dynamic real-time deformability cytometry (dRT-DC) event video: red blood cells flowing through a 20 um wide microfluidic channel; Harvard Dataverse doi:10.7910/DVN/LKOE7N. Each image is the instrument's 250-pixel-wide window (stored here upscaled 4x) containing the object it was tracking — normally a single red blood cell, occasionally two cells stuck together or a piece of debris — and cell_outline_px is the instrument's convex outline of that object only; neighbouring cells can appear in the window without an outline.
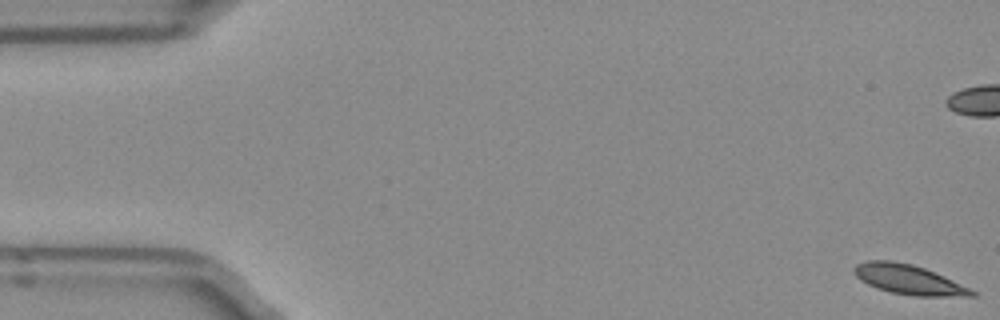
{"species": "Egyptian fruit bat (a non-hibernating species)", "species_latin": "Rousettus aegyptiacus", "temperature_condition": "room temperature", "stored_images_in_passage": 9, "camera_frame_rate_fps": 3000, "um_per_image_px": 0.085, "frame": {"image": 1, "passage_image": 1, "time_ms": 0.0, "image_size_px": [1000, 320], "cell_outline_px": [[976, 296], [916, 296], [892, 292], [876, 288], [860, 280], [852, 272], [852, 268], [856, 264], [864, 260], [892, 260], [912, 264], [924, 268], [944, 276], [976, 292]], "centroid_in_image_um": [77.16, 23.74], "position_along_channel_um": 7.8, "area_um2": 20.29}}